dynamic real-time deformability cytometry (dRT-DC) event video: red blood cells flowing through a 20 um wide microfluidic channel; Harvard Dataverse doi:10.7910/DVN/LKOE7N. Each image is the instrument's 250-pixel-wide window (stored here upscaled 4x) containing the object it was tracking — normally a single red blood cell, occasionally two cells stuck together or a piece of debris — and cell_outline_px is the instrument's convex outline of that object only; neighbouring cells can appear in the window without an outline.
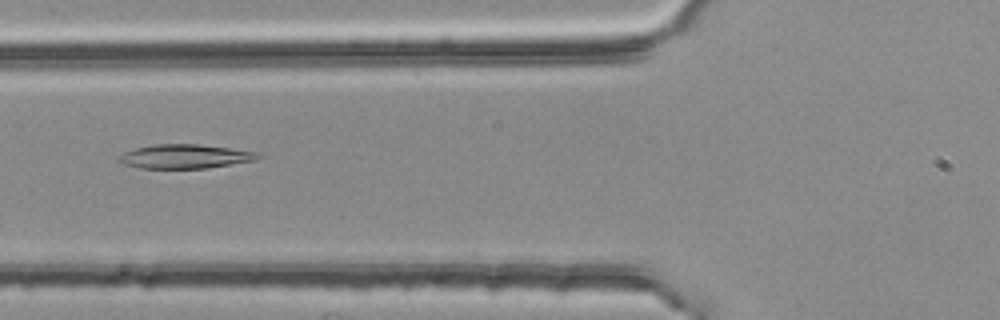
{"species": "common noctule bat (a hibernating species)", "species_latin": "Nyctalus noctula", "temperature_condition": "room temperature", "stored_images_in_passage": 6, "camera_frame_rate_fps": 3000, "um_per_image_px": 0.085, "animal": {"sex": "female", "body_mass_g": 25.1}, "frame": {"image": 1, "passage_image": 6, "time_ms": 1.667, "image_size_px": [1000, 320], "cell_outline_px": [[260, 156], [256, 160], [208, 168], [140, 168], [124, 164], [116, 160], [116, 156], [124, 152], [136, 148], [152, 144], [196, 144], [228, 148], [256, 152]], "centroid_in_image_um": [15.65, 13.3], "position_along_channel_um": 110.2, "area_um2": 19.42}}